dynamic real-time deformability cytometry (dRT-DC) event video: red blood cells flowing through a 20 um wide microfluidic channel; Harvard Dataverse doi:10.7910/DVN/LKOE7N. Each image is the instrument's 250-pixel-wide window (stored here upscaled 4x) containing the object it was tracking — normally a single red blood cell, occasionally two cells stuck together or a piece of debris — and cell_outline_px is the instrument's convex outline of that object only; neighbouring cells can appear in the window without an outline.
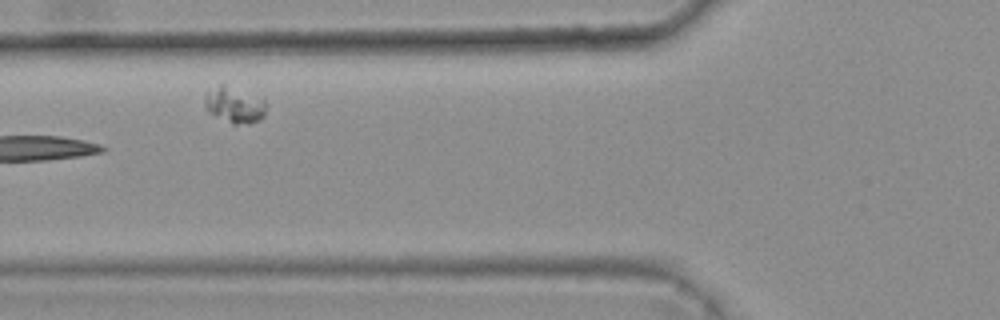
{"species": "common noctule bat (a hibernating species)", "species_latin": "Nyctalus noctula", "temperature_condition": "warm", "stored_images_in_passage": 6, "camera_frame_rate_fps": 3000, "um_per_image_px": 0.085, "animal": {"sex": "female", "body_mass_g": 25.1}, "frame": {"image": 1, "passage_image": 6, "time_ms": 1.667, "image_size_px": [1000, 320], "cell_outline_px": [[264, 116], [260, 120], [248, 124], [232, 124], [208, 112], [204, 108], [204, 96], [208, 92], [220, 84], [224, 84], [264, 100]], "centroid_in_image_um": [19.88, 8.95], "position_along_channel_um": 105.9, "area_um2": 12.6}}